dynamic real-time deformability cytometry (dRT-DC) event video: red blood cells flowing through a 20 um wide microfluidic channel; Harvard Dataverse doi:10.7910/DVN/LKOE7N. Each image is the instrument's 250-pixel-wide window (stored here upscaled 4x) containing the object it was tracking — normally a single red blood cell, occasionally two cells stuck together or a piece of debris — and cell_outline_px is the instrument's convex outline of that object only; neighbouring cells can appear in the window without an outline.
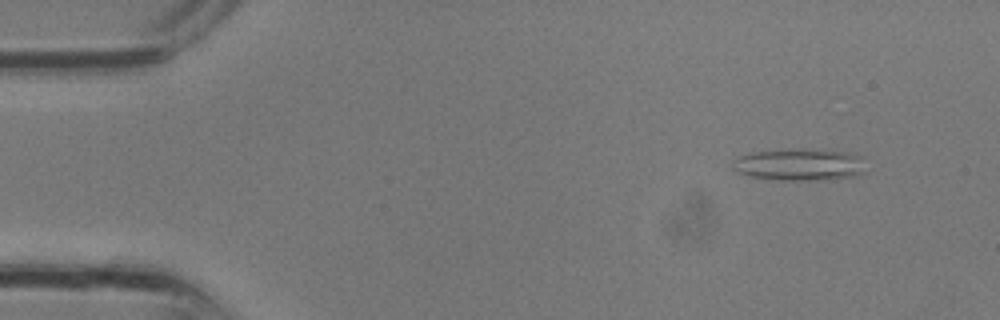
{"species": "common noctule bat (a hibernating species)", "species_latin": "Nyctalus noctula", "temperature_condition": "room temperature", "stored_images_in_passage": 7, "camera_frame_rate_fps": 3000, "um_per_image_px": 0.085, "animal": {"sex": "male", "body_mass_g": 13.3}, "frame": {"image": 1, "passage_image": 3, "time_ms": 0.667, "image_size_px": [1000, 320], "cell_outline_px": [[868, 172], [852, 176], [828, 180], [772, 180], [748, 176], [736, 172], [732, 168], [732, 160], [736, 156], [756, 152], [848, 152], [864, 156]], "centroid_in_image_um": [68.0, 14.06], "position_along_channel_um": 17.0, "area_um2": 24.28}}